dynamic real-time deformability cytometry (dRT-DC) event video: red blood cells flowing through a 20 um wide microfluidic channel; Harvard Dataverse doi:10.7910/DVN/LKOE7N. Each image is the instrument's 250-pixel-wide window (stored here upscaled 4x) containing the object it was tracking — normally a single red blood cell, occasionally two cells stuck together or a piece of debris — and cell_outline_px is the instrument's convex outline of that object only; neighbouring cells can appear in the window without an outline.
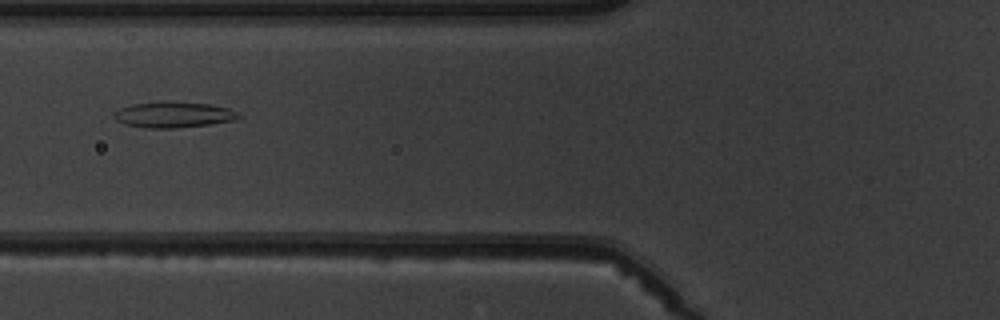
{"species": "common noctule bat (a hibernating species)", "species_latin": "Nyctalus noctula", "temperature_condition": "warm", "stored_images_in_passage": 11, "camera_frame_rate_fps": 3000, "um_per_image_px": 0.085, "animal": {"sex": "male", "body_mass_g": 19.5, "forearm_length_mm": 54.6}, "frame": {"image": 1, "passage_image": 7, "time_ms": 8.0, "image_size_px": [1000, 320], "cell_outline_px": [[240, 116], [236, 120], [212, 124], [172, 128], [148, 128], [124, 124], [116, 120], [116, 112], [120, 108], [132, 104], [160, 100], [168, 100], [212, 104], [228, 108], [236, 112]], "centroid_in_image_um": [14.77, 9.72], "position_along_channel_um": 111.0, "area_um2": 18.96}}
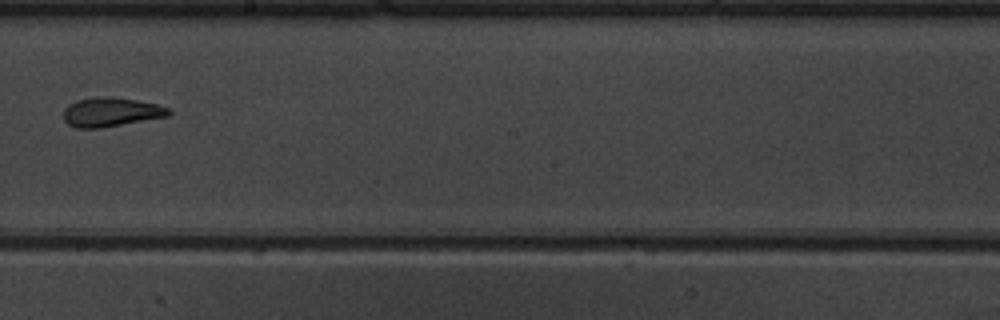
{"frame": {"image": 2, "passage_image": 10, "time_ms": 11.333, "image_size_px": [1000, 320], "cell_outline_px": [[172, 112], [168, 116], [100, 128], [76, 128], [68, 124], [64, 120], [64, 108], [68, 104], [76, 100], [96, 96], [112, 96], [136, 100], [156, 104], [172, 108]], "centroid_in_image_um": [9.43, 9.51], "position_along_channel_um": 238.8, "area_um2": 18.03}}
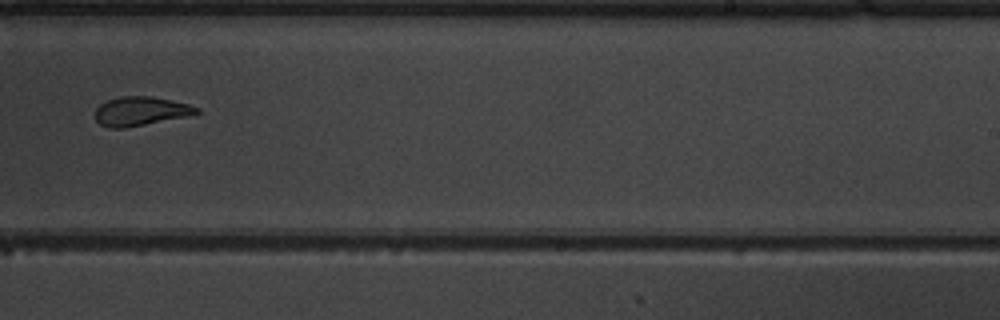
{"frame": {"image": 3, "passage_image": 11, "time_ms": 12.333, "image_size_px": [1000, 320], "cell_outline_px": [[200, 112], [188, 116], [124, 128], [108, 128], [100, 124], [96, 120], [96, 108], [100, 104], [108, 100], [120, 96], [148, 96], [172, 100], [188, 104], [200, 108]], "centroid_in_image_um": [11.95, 9.45], "position_along_channel_um": 277.1, "area_um2": 17.05}}